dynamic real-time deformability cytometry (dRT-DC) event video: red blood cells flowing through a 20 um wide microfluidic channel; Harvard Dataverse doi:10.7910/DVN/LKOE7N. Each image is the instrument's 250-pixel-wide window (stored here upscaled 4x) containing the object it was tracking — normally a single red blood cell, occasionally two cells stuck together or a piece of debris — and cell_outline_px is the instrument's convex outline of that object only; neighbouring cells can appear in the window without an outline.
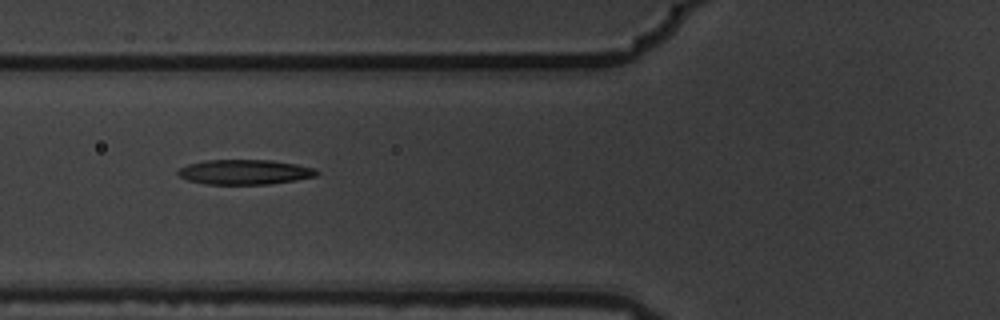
{"species": "common noctule bat (a hibernating species)", "species_latin": "Nyctalus noctula", "temperature_condition": "warm", "stored_images_in_passage": 10, "camera_frame_rate_fps": 3000, "um_per_image_px": 0.085, "animal": {"sex": "male", "body_mass_g": 19.5, "forearm_length_mm": 54.6}, "frame": {"image": 1, "passage_image": 6, "time_ms": 1.667, "image_size_px": [1000, 320], "cell_outline_px": [[320, 172], [316, 176], [296, 180], [268, 184], [204, 184], [188, 180], [180, 176], [176, 172], [180, 168], [188, 164], [204, 160], [272, 160], [296, 164], [312, 168]], "centroid_in_image_um": [20.79, 14.62], "position_along_channel_um": 105.0, "area_um2": 20.06}}
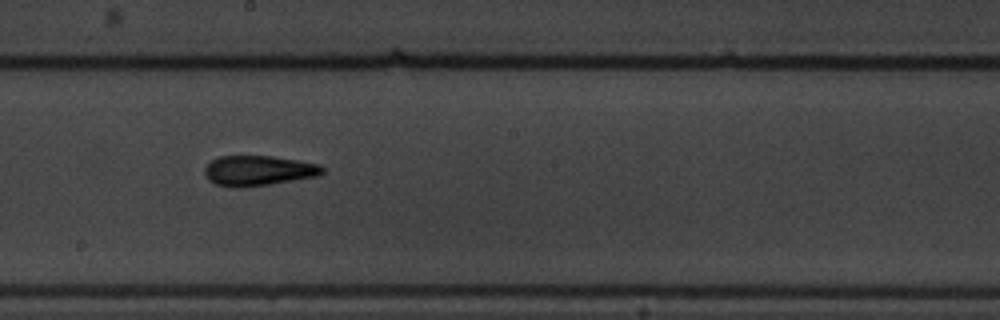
{"frame": {"image": 2, "passage_image": 9, "time_ms": 2.667, "image_size_px": [1000, 320], "cell_outline_px": [[324, 172], [320, 176], [244, 188], [232, 188], [216, 184], [208, 180], [204, 176], [204, 168], [212, 160], [220, 156], [272, 156], [320, 164], [324, 168]], "centroid_in_image_um": [21.95, 14.52], "position_along_channel_um": 226.2, "area_um2": 20.92}}
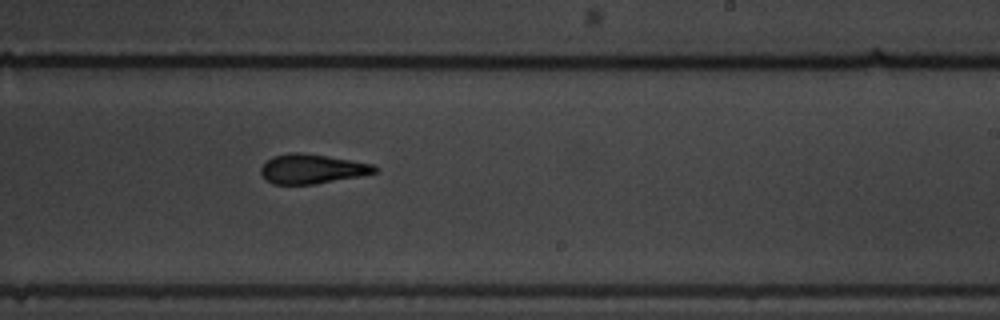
{"frame": {"image": 3, "passage_image": 10, "time_ms": 3.0, "image_size_px": [1000, 320], "cell_outline_px": [[380, 168], [376, 172], [360, 176], [316, 184], [272, 184], [264, 180], [260, 172], [260, 168], [272, 156], [288, 152], [300, 152], [328, 156], [372, 164]], "centroid_in_image_um": [26.49, 14.36], "position_along_channel_um": 262.5, "area_um2": 19.71}}